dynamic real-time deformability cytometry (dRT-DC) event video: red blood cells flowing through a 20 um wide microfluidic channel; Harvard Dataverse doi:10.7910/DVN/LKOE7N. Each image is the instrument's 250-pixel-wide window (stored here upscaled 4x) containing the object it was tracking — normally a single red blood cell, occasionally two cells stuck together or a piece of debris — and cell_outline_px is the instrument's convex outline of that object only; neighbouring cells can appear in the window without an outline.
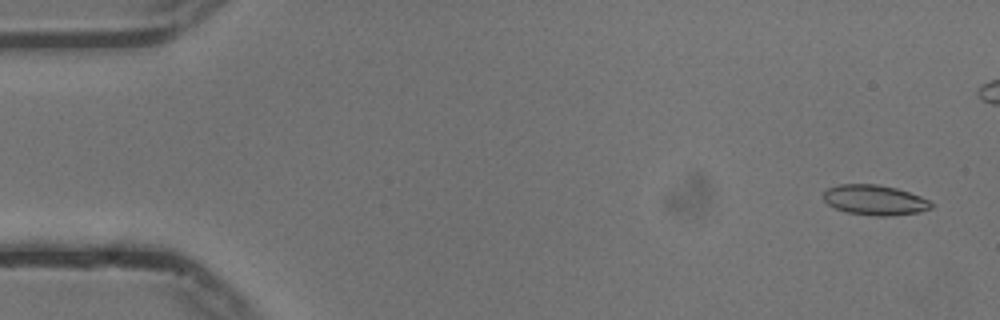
{"species": "common noctule bat (a hibernating species)", "species_latin": "Nyctalus noctula", "temperature_condition": "cold", "stored_images_in_passage": 56, "camera_frame_rate_fps": 3000, "um_per_image_px": 0.085, "animal": {"sex": "male", "body_mass_g": 13.3}, "frame": {"image": 1, "passage_image": 3, "time_ms": 0.667, "image_size_px": [1000, 320], "cell_outline_px": [[932, 208], [920, 212], [892, 216], [876, 216], [848, 212], [836, 208], [828, 204], [824, 200], [824, 192], [828, 188], [840, 184], [876, 184], [896, 188], [920, 196], [928, 200], [932, 204]], "centroid_in_image_um": [74.37, 17.0], "position_along_channel_um": 10.6, "area_um2": 18.79}}
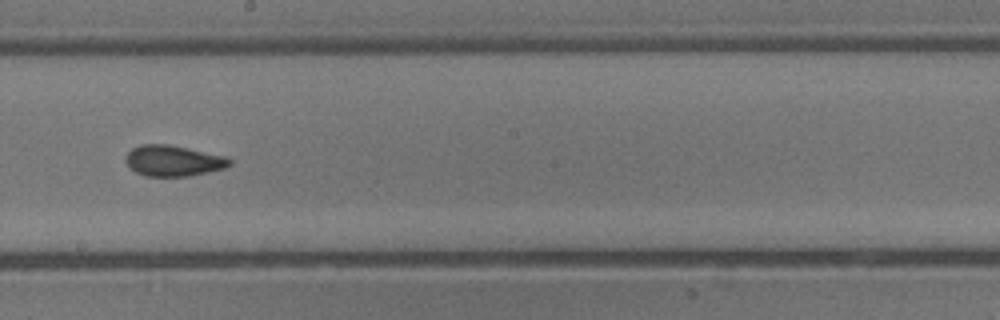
{"frame": {"image": 2, "passage_image": 31, "time_ms": 10.0, "image_size_px": [1000, 320], "cell_outline_px": [[232, 164], [224, 168], [208, 172], [188, 176], [144, 176], [136, 172], [128, 164], [128, 152], [132, 148], [140, 144], [168, 144], [228, 156], [232, 160]], "centroid_in_image_um": [14.79, 13.66], "position_along_channel_um": 233.4, "area_um2": 18.61}}
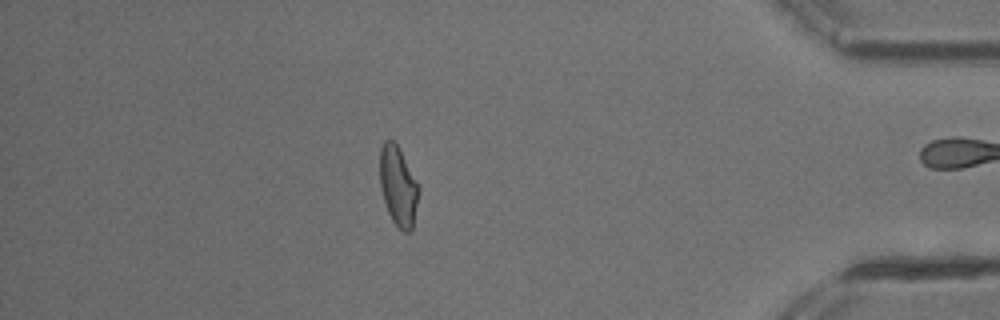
{"frame": {"image": 3, "passage_image": 48, "time_ms": 15.667, "image_size_px": [1000, 320], "cell_outline_px": [[420, 188], [412, 232], [404, 232], [392, 220], [388, 212], [384, 200], [380, 184], [380, 148], [384, 140], [392, 140], [400, 148]], "centroid_in_image_um": [33.85, 15.82], "position_along_channel_um": 401.3, "area_um2": 18.03}, "authors_computed_cell_mechanics": {"area_um2": 18.6116, "velocity_mm_per_s": 3.7503, "shape_relaxation_time_tau1_ms": 6.7475, "shape_relaxation_time_tau2_ms": 1.6622, "deformation_change_tau1": 0.1457, "deformation_change_tau2": 0.0677}}